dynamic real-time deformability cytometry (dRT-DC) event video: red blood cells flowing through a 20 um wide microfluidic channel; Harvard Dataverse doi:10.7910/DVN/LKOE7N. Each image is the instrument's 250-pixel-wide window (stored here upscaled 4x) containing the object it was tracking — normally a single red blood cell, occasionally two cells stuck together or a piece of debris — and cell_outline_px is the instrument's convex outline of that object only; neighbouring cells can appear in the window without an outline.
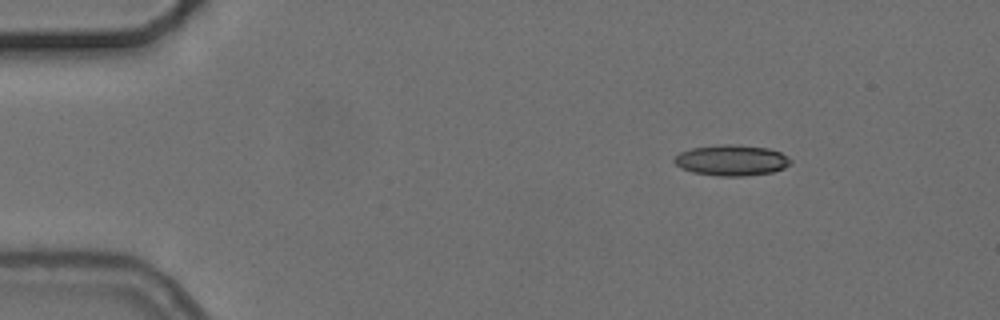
{"species": "common noctule bat (a hibernating species)", "species_latin": "Nyctalus noctula", "temperature_condition": "cold", "stored_images_in_passage": 6, "camera_frame_rate_fps": 3000, "um_per_image_px": 0.085, "animal": {"sex": "female", "body_mass_g": 24.6, "forearm_length_mm": 56.2}, "frame": {"image": 1, "passage_image": 2, "time_ms": 1.0, "image_size_px": [1000, 320], "cell_outline_px": [[792, 160], [784, 168], [772, 172], [744, 176], [720, 176], [692, 172], [680, 168], [672, 160], [680, 152], [692, 148], [720, 144], [736, 144], [768, 148], [780, 152]], "centroid_in_image_um": [62.16, 13.62], "position_along_channel_um": 22.8, "area_um2": 20.87}}
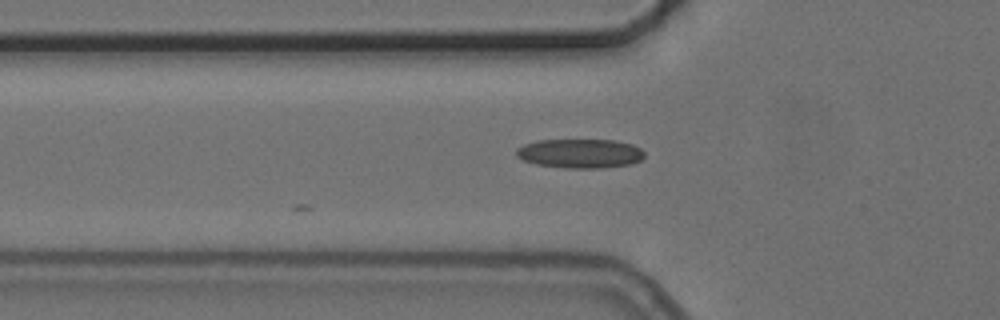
{"frame": {"image": 2, "passage_image": 5, "time_ms": 4.667, "image_size_px": [1000, 320], "cell_outline_px": [[644, 156], [640, 160], [632, 164], [604, 168], [564, 168], [536, 164], [524, 160], [516, 156], [516, 148], [524, 144], [536, 140], [616, 140], [632, 144], [640, 148], [644, 152]], "centroid_in_image_um": [49.31, 13.04], "position_along_channel_um": 76.5, "area_um2": 21.96}}
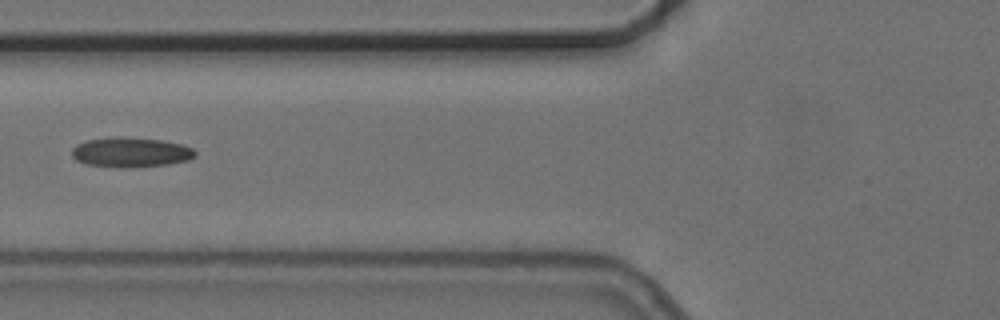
{"frame": {"image": 3, "passage_image": 6, "time_ms": 5.667, "image_size_px": [1000, 320], "cell_outline_px": [[196, 156], [188, 160], [168, 164], [128, 168], [88, 164], [76, 160], [72, 156], [72, 148], [76, 144], [84, 140], [120, 136], [124, 136], [160, 140], [184, 144], [192, 148], [196, 152]], "centroid_in_image_um": [11.12, 12.93], "position_along_channel_um": 114.7, "area_um2": 21.56}}